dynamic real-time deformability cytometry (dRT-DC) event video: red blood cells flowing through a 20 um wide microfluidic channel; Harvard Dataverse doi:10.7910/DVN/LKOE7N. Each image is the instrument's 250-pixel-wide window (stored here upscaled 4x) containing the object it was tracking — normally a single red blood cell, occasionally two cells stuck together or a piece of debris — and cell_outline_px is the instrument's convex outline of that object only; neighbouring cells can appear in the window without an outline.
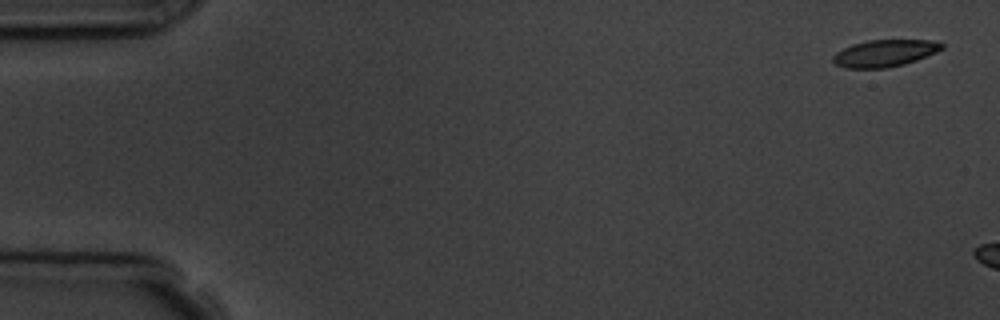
{"species": "common noctule bat (a hibernating species)", "species_latin": "Nyctalus noctula", "temperature_condition": "room temperature", "stored_images_in_passage": 6, "segment_of_instrument_passage": [2, 2], "camera_frame_rate_fps": 3000, "um_per_image_px": 0.085, "animal": {"sex": "male", "body_mass_g": 19.5, "forearm_length_mm": 54.6}, "frame": {"image": 1, "passage_image": 6, "time_ms": 6.0, "image_size_px": [1000, 320], "cell_outline_px": [[944, 48], [936, 52], [916, 60], [904, 64], [888, 68], [844, 68], [836, 64], [832, 60], [832, 56], [836, 52], [852, 44], [868, 40], [936, 40], [944, 44]], "centroid_in_image_um": [75.2, 4.52], "position_along_channel_um": 9.8, "area_um2": 17.17}}